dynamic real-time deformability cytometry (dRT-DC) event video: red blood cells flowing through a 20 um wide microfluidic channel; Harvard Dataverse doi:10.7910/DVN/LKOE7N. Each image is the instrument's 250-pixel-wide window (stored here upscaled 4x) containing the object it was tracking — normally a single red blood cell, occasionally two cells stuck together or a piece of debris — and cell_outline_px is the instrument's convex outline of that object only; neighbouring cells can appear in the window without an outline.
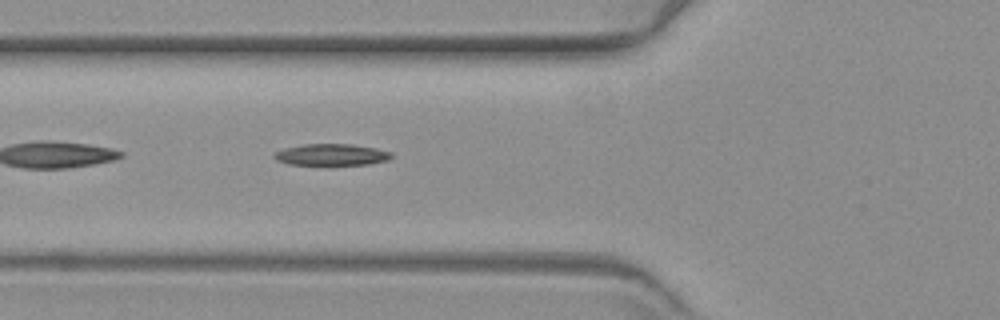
{"species": "common noctule bat (a hibernating species)", "species_latin": "Nyctalus noctula", "temperature_condition": "warm", "stored_images_in_passage": 36, "camera_frame_rate_fps": 3000, "um_per_image_px": 0.085, "animal": {"sex": "female", "body_mass_g": 19.3, "forearm_length_mm": 54.1}, "frame": {"image": 1, "passage_image": 5, "time_ms": 1.333, "image_size_px": [1000, 320], "cell_outline_px": [[392, 156], [388, 160], [368, 164], [288, 164], [276, 160], [272, 156], [276, 152], [284, 148], [304, 144], [352, 144], [376, 148], [392, 152]], "centroid_in_image_um": [28.18, 13.13], "position_along_channel_um": 97.6, "area_um2": 14.57}}
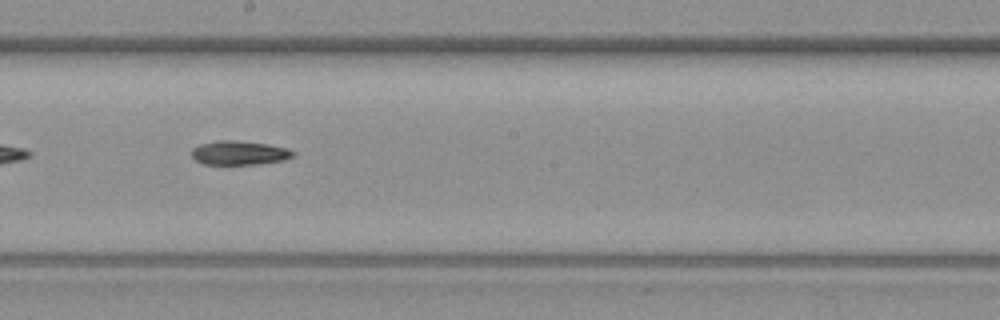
{"frame": {"image": 2, "passage_image": 16, "time_ms": 5.0, "image_size_px": [1000, 320], "cell_outline_px": [[296, 152], [292, 156], [284, 160], [260, 164], [204, 164], [196, 160], [192, 156], [192, 148], [200, 144], [216, 140], [232, 140], [268, 144], [288, 148]], "centroid_in_image_um": [20.35, 12.99], "position_along_channel_um": 227.9, "area_um2": 14.22}}
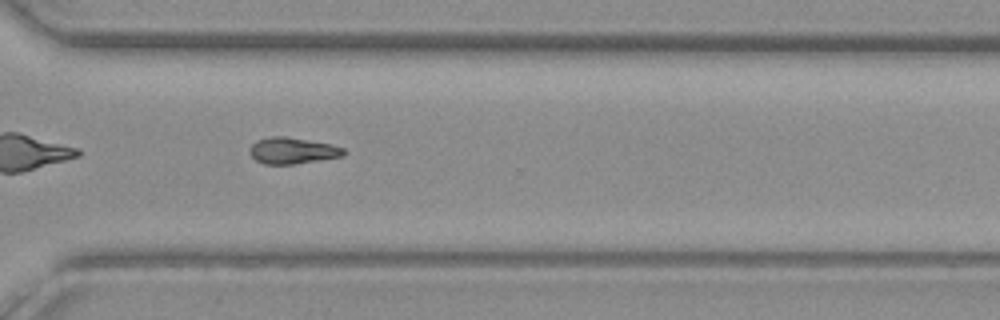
{"frame": {"image": 3, "passage_image": 26, "time_ms": 8.333, "image_size_px": [1000, 320], "cell_outline_px": [[348, 152], [344, 156], [296, 164], [264, 164], [256, 160], [248, 152], [248, 148], [256, 140], [268, 136], [284, 136], [332, 144], [344, 148]], "centroid_in_image_um": [24.86, 12.8], "position_along_channel_um": 345.7, "area_um2": 14.68}}